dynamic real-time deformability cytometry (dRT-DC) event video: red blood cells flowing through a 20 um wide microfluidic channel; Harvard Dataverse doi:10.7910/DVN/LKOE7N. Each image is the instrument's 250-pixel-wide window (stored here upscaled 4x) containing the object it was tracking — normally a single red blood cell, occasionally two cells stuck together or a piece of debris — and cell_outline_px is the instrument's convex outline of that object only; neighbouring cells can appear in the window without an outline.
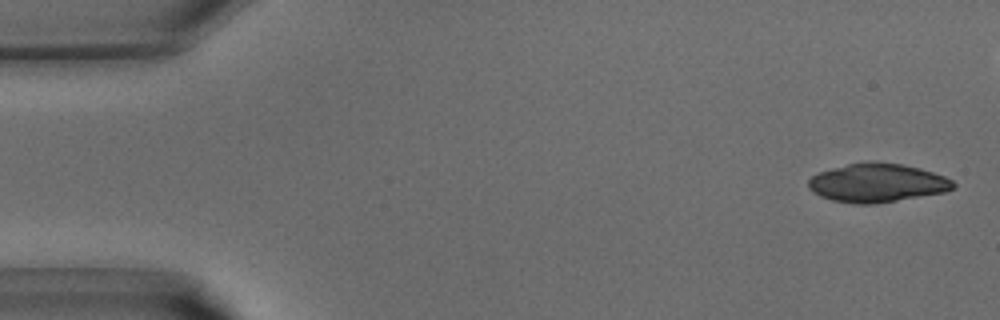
{"species": "common noctule bat (a hibernating species)", "species_latin": "Nyctalus noctula", "temperature_condition": "warm", "stored_images_in_passage": 8, "camera_frame_rate_fps": 3000, "um_per_image_px": 0.085, "animal": {"sex": "male", "body_mass_g": 15.6}, "frame": {"image": 1, "passage_image": 1, "time_ms": 0.0, "image_size_px": [1000, 320], "cell_outline_px": [[956, 188], [944, 192], [876, 204], [856, 204], [832, 200], [820, 196], [812, 192], [808, 188], [808, 180], [812, 176], [820, 172], [832, 168], [848, 164], [868, 160], [872, 160], [900, 164], [920, 168], [944, 176], [952, 180], [956, 184]], "centroid_in_image_um": [74.56, 15.54], "position_along_channel_um": 10.4, "area_um2": 32.83}}